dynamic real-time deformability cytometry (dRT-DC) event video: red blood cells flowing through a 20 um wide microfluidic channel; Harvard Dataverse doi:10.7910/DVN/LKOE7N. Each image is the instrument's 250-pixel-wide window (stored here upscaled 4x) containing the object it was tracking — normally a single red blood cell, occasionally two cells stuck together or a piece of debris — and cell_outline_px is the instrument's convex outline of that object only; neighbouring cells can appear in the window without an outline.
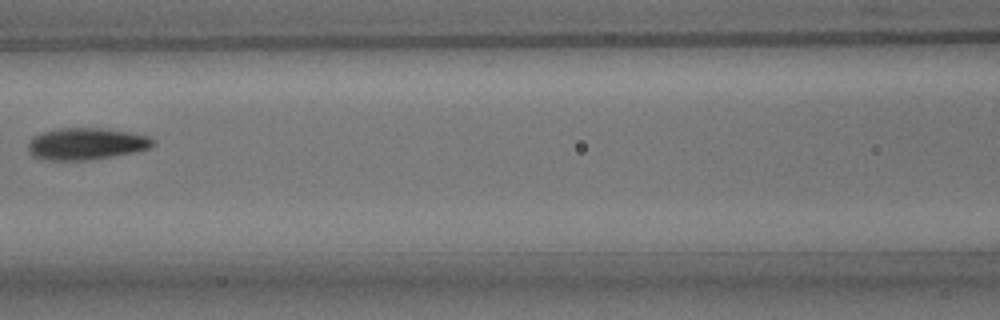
{"species": "common noctule bat (a hibernating species)", "species_latin": "Nyctalus noctula", "temperature_condition": "room temperature", "stored_images_in_passage": 9, "segment_of_instrument_passage": [1, 2], "camera_frame_rate_fps": 3000, "um_per_image_px": 0.085, "animal": {"sex": "male", "body_mass_g": 15.6}, "frame": {"image": 1, "passage_image": 7, "time_ms": 7.0, "image_size_px": [1000, 320], "cell_outline_px": [[156, 144], [148, 148], [136, 152], [88, 160], [44, 160], [32, 156], [28, 152], [28, 144], [32, 136], [40, 132], [60, 128], [100, 128], [128, 132], [148, 136], [156, 140]], "centroid_in_image_um": [7.3, 12.22], "position_along_channel_um": 159.3, "area_um2": 23.35}}
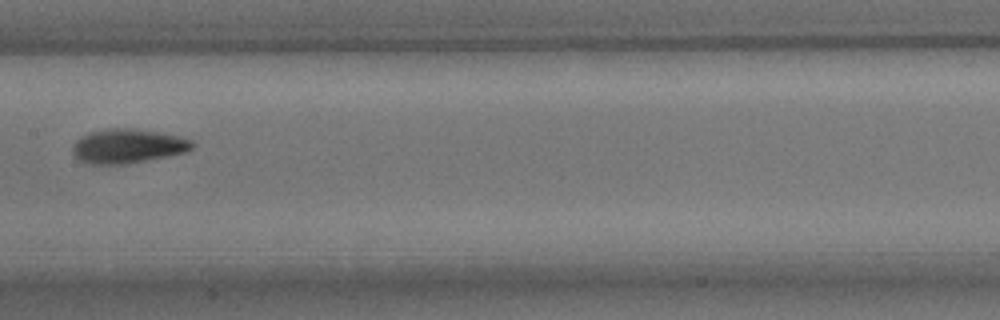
{"frame": {"image": 2, "passage_image": 8, "time_ms": 8.0, "image_size_px": [1000, 320], "cell_outline_px": [[196, 144], [188, 152], [124, 164], [88, 164], [80, 160], [72, 152], [72, 148], [76, 140], [80, 136], [88, 132], [108, 128], [128, 128], [156, 132], [180, 136], [192, 140]], "centroid_in_image_um": [10.86, 12.41], "position_along_channel_um": 196.5, "area_um2": 23.87}}